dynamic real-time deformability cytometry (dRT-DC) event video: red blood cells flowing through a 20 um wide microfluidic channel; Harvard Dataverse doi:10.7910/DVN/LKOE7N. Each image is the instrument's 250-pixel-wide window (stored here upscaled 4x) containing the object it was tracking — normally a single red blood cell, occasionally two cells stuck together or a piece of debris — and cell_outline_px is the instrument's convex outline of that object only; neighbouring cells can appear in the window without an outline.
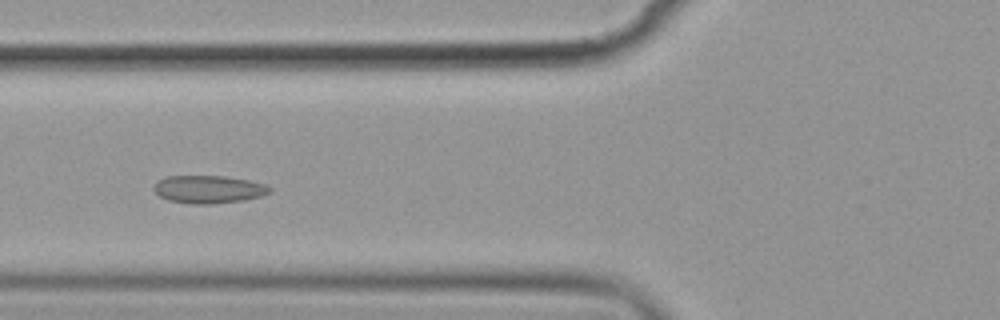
{"species": "common noctule bat (a hibernating species)", "species_latin": "Nyctalus noctula", "temperature_condition": "cold", "stored_images_in_passage": 11, "camera_frame_rate_fps": 3000, "um_per_image_px": 0.085, "animal": {"sex": "female", "body_mass_g": 19.9}, "frame": {"image": 1, "passage_image": 2, "time_ms": 1.333, "image_size_px": [1000, 320], "cell_outline_px": [[272, 192], [260, 196], [244, 200], [212, 204], [192, 204], [168, 200], [160, 196], [152, 188], [152, 184], [156, 180], [164, 176], [224, 176], [248, 180], [264, 184], [272, 188]], "centroid_in_image_um": [17.69, 16.09], "position_along_channel_um": 108.1, "area_um2": 18.96}}
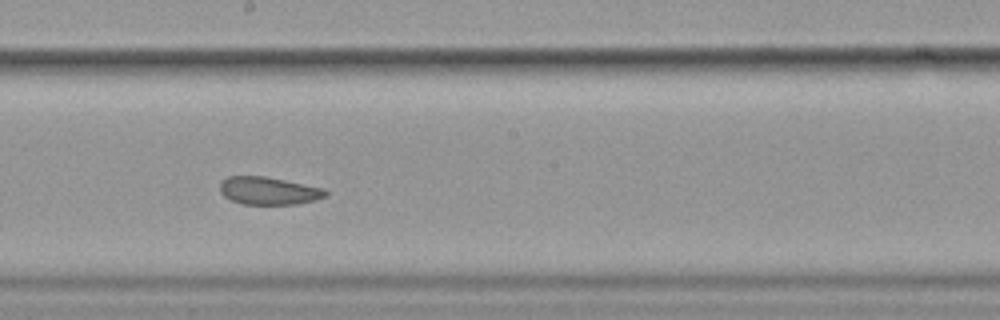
{"frame": {"image": 2, "passage_image": 5, "time_ms": 4.667, "image_size_px": [1000, 320], "cell_outline_px": [[328, 196], [316, 200], [296, 204], [240, 204], [224, 196], [220, 192], [220, 180], [228, 176], [264, 176], [324, 188], [328, 192]], "centroid_in_image_um": [22.83, 16.22], "position_along_channel_um": 225.4, "area_um2": 17.17}}
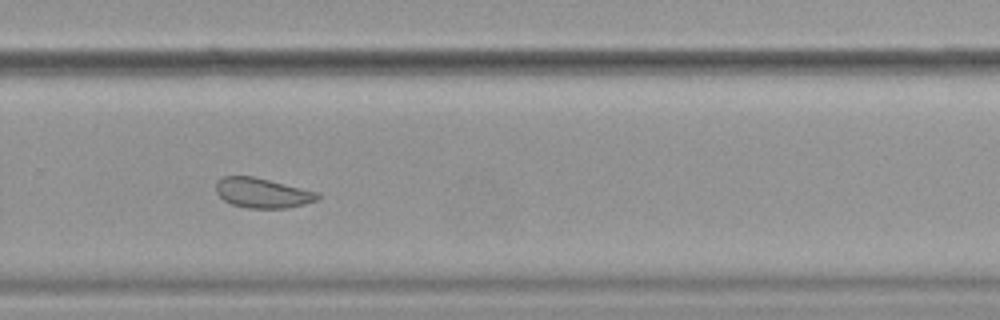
{"frame": {"image": 3, "passage_image": 7, "time_ms": 7.0, "image_size_px": [1000, 320], "cell_outline_px": [[320, 196], [316, 200], [304, 204], [284, 208], [248, 208], [232, 204], [224, 200], [216, 192], [216, 184], [224, 176], [252, 176], [320, 192]], "centroid_in_image_um": [22.32, 16.4], "position_along_channel_um": 307.5, "area_um2": 17.51}, "authors_computed_cell_mechanics": {"area_um2": 18.207, "velocity_mm_per_s": 3.5226, "shape_relaxation_time_tau1_ms": 9.3697, "shape_relaxation_time_tau2_ms": 1.9676, "deformation_change_tau1": 0.1128, "deformation_change_tau2": 0.0445}}